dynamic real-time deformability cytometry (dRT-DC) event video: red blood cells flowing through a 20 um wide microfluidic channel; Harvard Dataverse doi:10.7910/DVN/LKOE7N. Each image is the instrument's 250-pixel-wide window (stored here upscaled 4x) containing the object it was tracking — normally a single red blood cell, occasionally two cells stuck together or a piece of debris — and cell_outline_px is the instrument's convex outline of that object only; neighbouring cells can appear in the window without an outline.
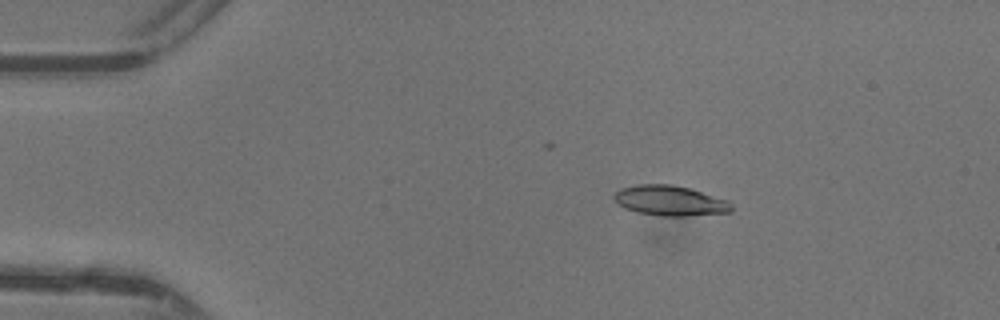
{"species": "common noctule bat (a hibernating species)", "species_latin": "Nyctalus noctula", "temperature_condition": "warm", "stored_images_in_passage": 34, "camera_frame_rate_fps": 3000, "um_per_image_px": 0.085, "animal": {"sex": "female"}, "frame": {"image": 1, "passage_image": 2, "time_ms": 0.333, "image_size_px": [1000, 320], "cell_outline_px": [[732, 212], [684, 216], [660, 216], [636, 212], [624, 208], [612, 196], [620, 188], [636, 184], [672, 184], [688, 188], [728, 200], [732, 204]], "centroid_in_image_um": [56.94, 17.06], "position_along_channel_um": 28.1, "area_um2": 20.63}}
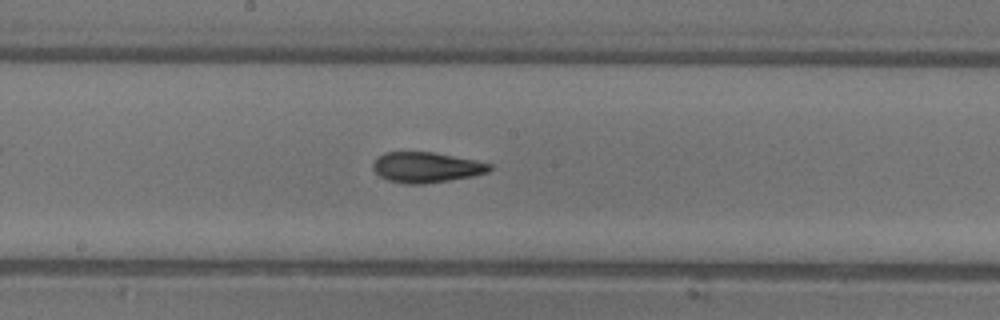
{"frame": {"image": 2, "passage_image": 19, "time_ms": 6.0, "image_size_px": [1000, 320], "cell_outline_px": [[492, 168], [488, 172], [472, 176], [424, 184], [408, 184], [388, 180], [380, 176], [372, 168], [372, 164], [384, 152], [436, 152], [492, 164]], "centroid_in_image_um": [36.23, 14.22], "position_along_channel_um": 212.0, "area_um2": 20.52}}
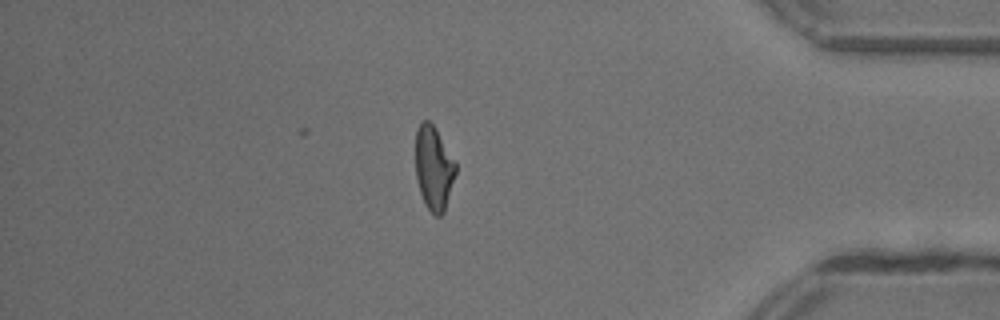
{"frame": {"image": 3, "passage_image": 34, "time_ms": 11.0, "image_size_px": [1000, 320], "cell_outline_px": [[456, 172], [444, 212], [440, 216], [436, 216], [424, 204], [420, 192], [416, 176], [416, 128], [424, 120], [428, 120], [436, 128], [456, 164]], "centroid_in_image_um": [36.86, 14.28], "position_along_channel_um": 398.3, "area_um2": 19.42}, "authors_computed_cell_mechanics": {"area_um2": 20.519, "velocity_mm_per_s": 4.423, "shape_relaxation_time_tau1_ms": 5.3594, "shape_relaxation_time_tau2_ms": 1.89, "deformation_change_tau1": 0.2085, "deformation_change_tau2": 0.1058}}